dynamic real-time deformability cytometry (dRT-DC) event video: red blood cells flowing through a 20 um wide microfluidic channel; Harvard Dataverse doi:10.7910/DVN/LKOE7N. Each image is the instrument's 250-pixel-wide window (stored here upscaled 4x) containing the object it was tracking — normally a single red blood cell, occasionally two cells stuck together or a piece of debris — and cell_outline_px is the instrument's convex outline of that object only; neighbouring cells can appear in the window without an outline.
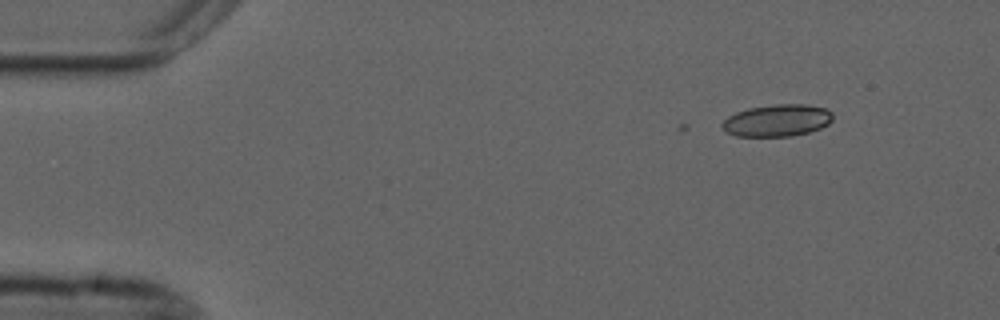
{"species": "common noctule bat (a hibernating species)", "species_latin": "Nyctalus noctula", "temperature_condition": "cold", "stored_images_in_passage": 5, "camera_frame_rate_fps": 3000, "um_per_image_px": 0.085, "animal": {"sex": "male", "forearm_length_mm": 52.5}, "frame": {"image": 1, "passage_image": 5, "time_ms": 1.333, "image_size_px": [1000, 320], "cell_outline_px": [[832, 120], [828, 124], [820, 128], [808, 132], [792, 136], [736, 136], [724, 132], [720, 124], [728, 116], [736, 112], [748, 108], [776, 104], [804, 104], [824, 108], [832, 112]], "centroid_in_image_um": [66.02, 10.24], "position_along_channel_um": 19.0, "area_um2": 20.69}}